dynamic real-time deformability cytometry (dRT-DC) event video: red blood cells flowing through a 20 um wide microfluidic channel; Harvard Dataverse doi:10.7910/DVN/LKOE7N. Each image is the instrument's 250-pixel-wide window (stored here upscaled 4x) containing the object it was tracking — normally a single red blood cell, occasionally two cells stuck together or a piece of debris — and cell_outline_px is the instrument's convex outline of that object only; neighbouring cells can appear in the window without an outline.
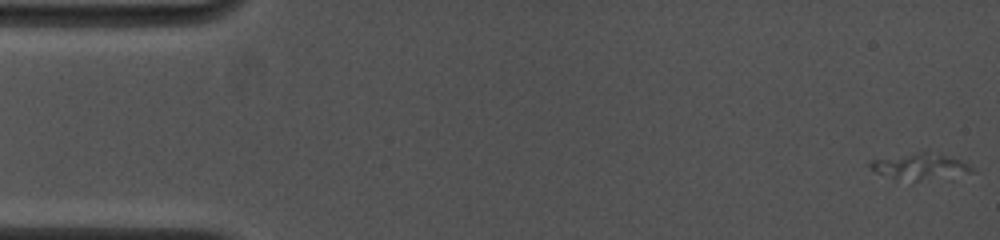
{"species": "common noctule bat (a hibernating species)", "species_latin": "Nyctalus noctula", "temperature_condition": "cold", "stored_images_in_passage": 17, "camera_frame_rate_fps": 4500, "um_per_image_px": 0.085, "animal": {"sex": "female", "body_mass_g": 19.0, "forearm_length_mm": 53.3}, "frame": {"image": 1, "passage_image": 1, "time_ms": 0.0, "image_size_px": [1000, 240], "cell_outline_px": [[976, 172], [952, 180], [912, 184], [876, 172], [868, 164], [872, 160], [920, 152], [924, 152], [944, 156], [960, 160], [972, 168]], "centroid_in_image_um": [78.33, 14.27], "position_along_channel_um": 6.7, "area_um2": 16.3}}
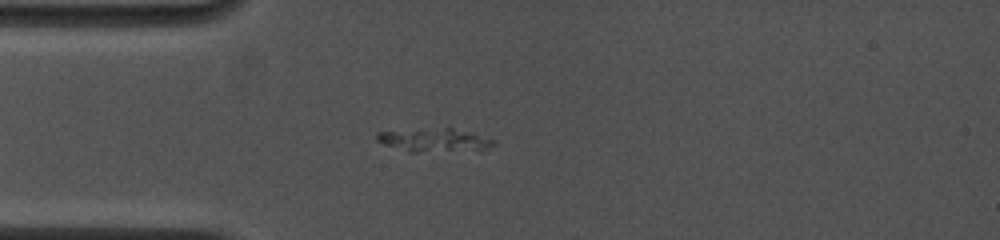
{"frame": {"image": 2, "passage_image": 8, "time_ms": 4.222, "image_size_px": [1000, 240], "cell_outline_px": [[496, 144], [484, 148], [416, 152], [408, 152], [384, 144], [376, 140], [376, 136], [380, 132], [444, 128], [452, 128], [472, 132], [492, 140]], "centroid_in_image_um": [36.86, 11.9], "position_along_channel_um": 48.1, "area_um2": 15.09}}